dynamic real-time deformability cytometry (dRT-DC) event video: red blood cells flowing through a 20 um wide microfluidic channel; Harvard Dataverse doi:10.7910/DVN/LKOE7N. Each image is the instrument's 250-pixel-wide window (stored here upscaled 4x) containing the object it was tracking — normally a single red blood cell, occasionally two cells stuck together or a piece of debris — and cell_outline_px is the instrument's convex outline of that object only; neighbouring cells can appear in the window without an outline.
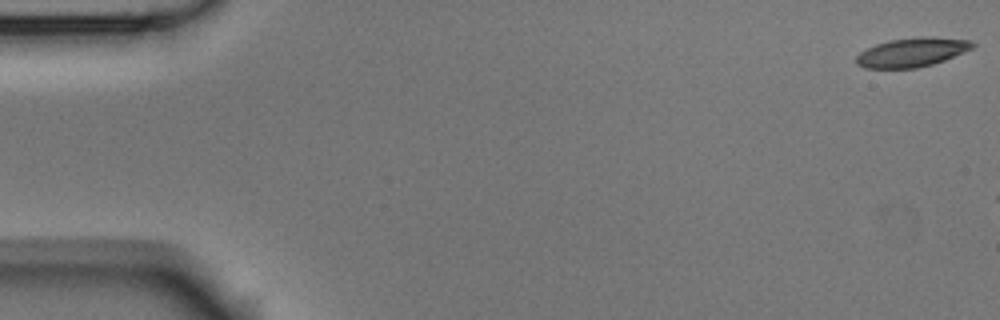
{"species": "Egyptian fruit bat (a non-hibernating species)", "species_latin": "Rousettus aegyptiacus", "temperature_condition": "room temperature", "stored_images_in_passage": 3, "camera_frame_rate_fps": 3000, "um_per_image_px": 0.085, "animal": {"sex": "male"}, "frame": {"image": 1, "passage_image": 1, "time_ms": 0.0, "image_size_px": [1000, 320], "cell_outline_px": [[976, 44], [972, 48], [964, 52], [944, 60], [932, 64], [916, 68], [864, 68], [856, 64], [856, 56], [860, 52], [876, 44], [888, 40], [924, 36], [932, 36], [972, 40]], "centroid_in_image_um": [77.53, 4.43], "position_along_channel_um": 7.5, "area_um2": 19.77}}